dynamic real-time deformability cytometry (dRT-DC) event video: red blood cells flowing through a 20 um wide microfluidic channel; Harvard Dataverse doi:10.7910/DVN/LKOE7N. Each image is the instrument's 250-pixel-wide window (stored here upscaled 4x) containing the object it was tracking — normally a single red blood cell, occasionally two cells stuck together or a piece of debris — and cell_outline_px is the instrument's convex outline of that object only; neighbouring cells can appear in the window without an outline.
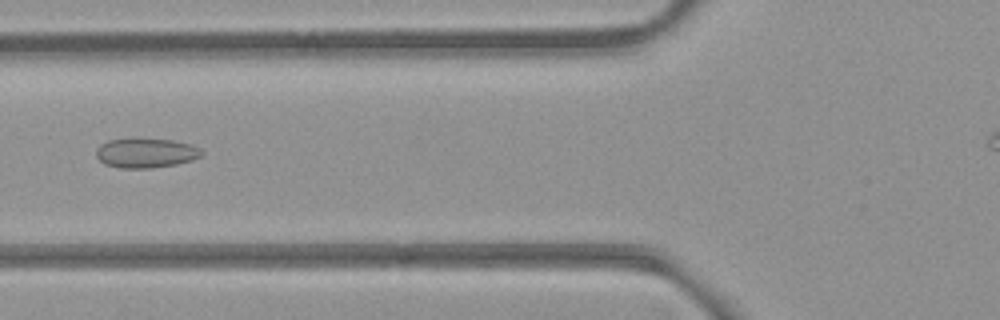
{"species": "common noctule bat (a hibernating species)", "species_latin": "Nyctalus noctula", "temperature_condition": "room temperature", "stored_images_in_passage": 48, "camera_frame_rate_fps": 3000, "um_per_image_px": 0.085, "animal": {"sex": "female", "body_mass_g": 21.9}, "frame": {"image": 1, "passage_image": 21, "time_ms": 6.667, "image_size_px": [1000, 320], "cell_outline_px": [[204, 152], [200, 156], [192, 160], [176, 164], [152, 168], [120, 168], [104, 164], [96, 156], [96, 148], [100, 144], [108, 140], [132, 136], [136, 136], [172, 140], [192, 144], [200, 148]], "centroid_in_image_um": [12.37, 12.96], "position_along_channel_um": 113.4, "area_um2": 18.9}}
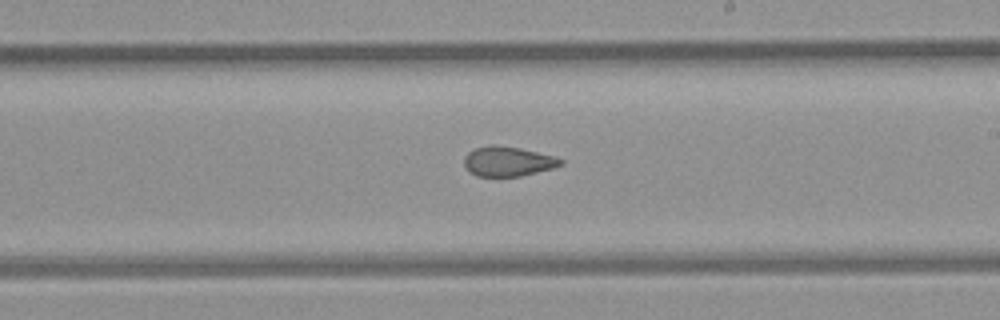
{"frame": {"image": 2, "passage_image": 31, "time_ms": 10.0, "image_size_px": [1000, 320], "cell_outline_px": [[564, 164], [552, 168], [520, 176], [476, 176], [468, 172], [464, 164], [464, 156], [468, 152], [476, 148], [492, 144], [520, 148], [556, 156], [564, 160]], "centroid_in_image_um": [43.17, 13.71], "position_along_channel_um": 245.8, "area_um2": 16.82}}
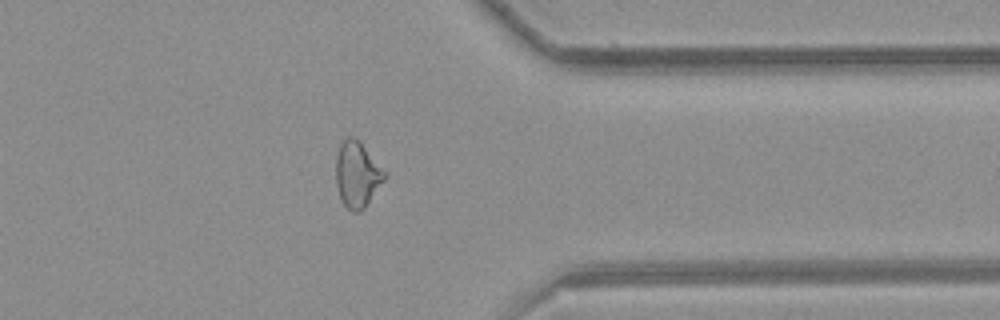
{"frame": {"image": 3, "passage_image": 42, "time_ms": 13.667, "image_size_px": [1000, 320], "cell_outline_px": [[388, 176], [364, 208], [360, 212], [352, 212], [344, 204], [340, 196], [336, 184], [336, 156], [340, 144], [348, 136], [352, 136], [360, 140], [388, 172]], "centroid_in_image_um": [30.4, 14.8], "position_along_channel_um": 381.0, "area_um2": 19.02}}